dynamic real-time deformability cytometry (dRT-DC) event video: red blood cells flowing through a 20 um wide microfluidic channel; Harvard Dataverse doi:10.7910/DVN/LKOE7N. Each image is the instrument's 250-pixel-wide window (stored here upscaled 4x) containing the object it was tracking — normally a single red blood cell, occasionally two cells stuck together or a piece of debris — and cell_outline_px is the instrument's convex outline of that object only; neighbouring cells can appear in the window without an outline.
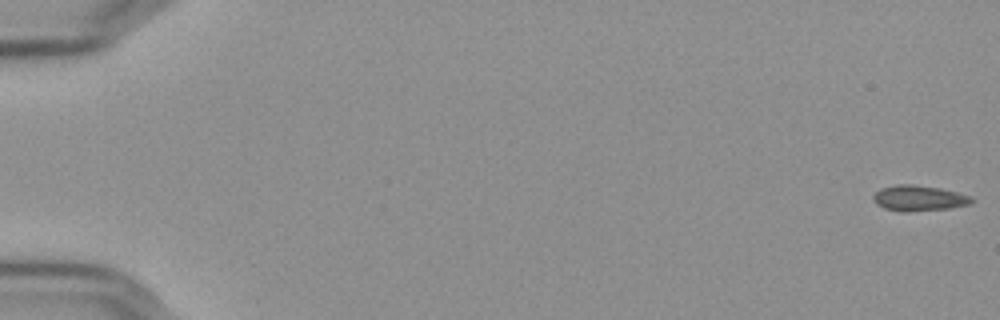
{"species": "Egyptian fruit bat (a non-hibernating species)", "species_latin": "Rousettus aegyptiacus", "temperature_condition": "cold", "stored_images_in_passage": 57, "camera_frame_rate_fps": 3000, "um_per_image_px": 0.085, "frame": {"image": 1, "passage_image": 1, "time_ms": 0.0, "image_size_px": [1000, 320], "cell_outline_px": [[976, 200], [968, 204], [948, 208], [908, 212], [900, 212], [884, 208], [876, 204], [872, 200], [872, 196], [880, 188], [896, 184], [912, 184], [940, 188], [956, 192], [968, 196]], "centroid_in_image_um": [78.03, 16.84], "position_along_channel_um": 7.0, "area_um2": 14.68}}
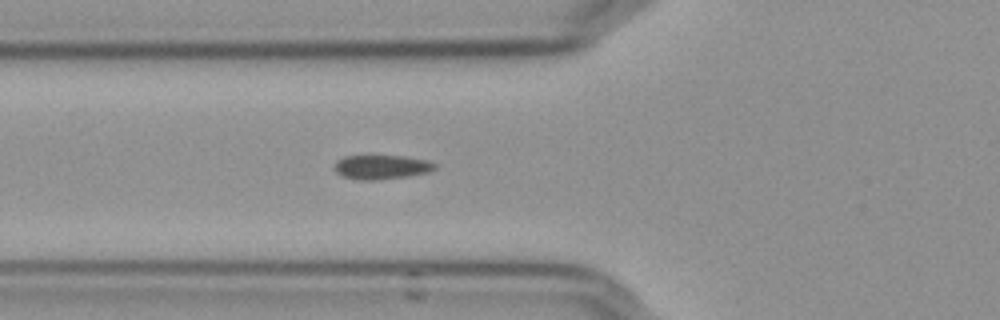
{"frame": {"image": 2, "passage_image": 22, "time_ms": 7.0, "image_size_px": [1000, 320], "cell_outline_px": [[436, 168], [428, 172], [408, 176], [376, 180], [360, 180], [344, 176], [336, 172], [336, 160], [344, 156], [404, 156], [428, 160], [436, 164]], "centroid_in_image_um": [32.46, 14.19], "position_along_channel_um": 93.3, "area_um2": 14.05}}
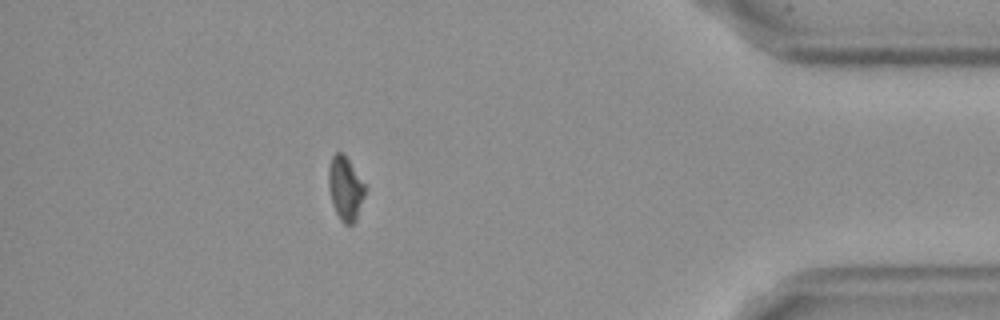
{"frame": {"image": 3, "passage_image": 51, "time_ms": 16.667, "image_size_px": [1000, 320], "cell_outline_px": [[364, 196], [356, 220], [352, 224], [344, 224], [340, 220], [332, 204], [328, 188], [328, 168], [332, 156], [336, 152], [344, 152], [364, 184]], "centroid_in_image_um": [29.32, 16.0], "position_along_channel_um": 405.9, "area_um2": 13.53}}